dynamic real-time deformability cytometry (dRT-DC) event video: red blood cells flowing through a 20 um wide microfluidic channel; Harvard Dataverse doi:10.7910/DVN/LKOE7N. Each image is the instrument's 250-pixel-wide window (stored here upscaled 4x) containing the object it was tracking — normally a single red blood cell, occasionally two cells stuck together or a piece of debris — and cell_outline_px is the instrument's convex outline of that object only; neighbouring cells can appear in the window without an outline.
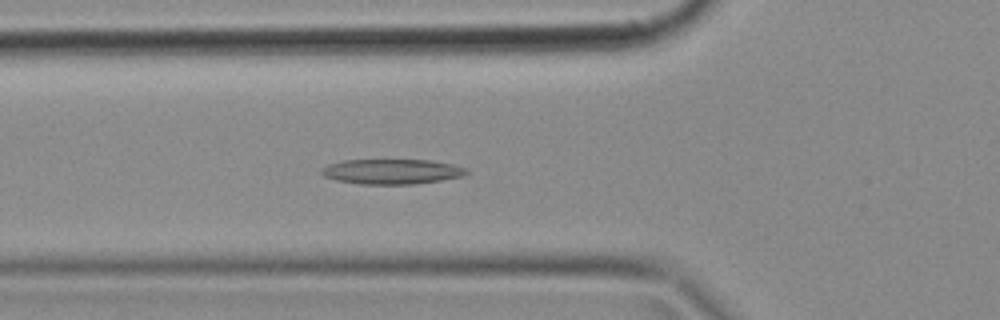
{"species": "common noctule bat (a hibernating species)", "species_latin": "Nyctalus noctula", "temperature_condition": "cold", "stored_images_in_passage": 26, "camera_frame_rate_fps": 3000, "um_per_image_px": 0.085, "animal": {"sex": "female", "body_mass_g": 18.4}, "frame": {"image": 1, "passage_image": 8, "time_ms": 2.333, "image_size_px": [1000, 320], "cell_outline_px": [[468, 172], [460, 176], [440, 180], [412, 184], [360, 184], [336, 180], [324, 176], [320, 172], [320, 168], [328, 164], [344, 160], [428, 160], [452, 164], [468, 168]], "centroid_in_image_um": [33.25, 14.58], "position_along_channel_um": 92.5, "area_um2": 21.04}}
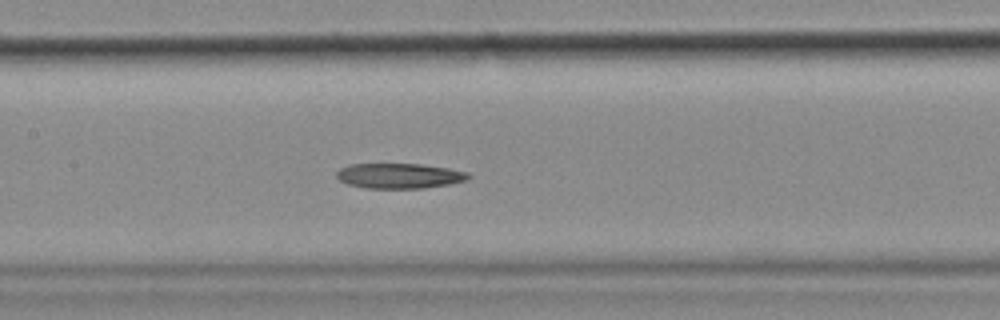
{"frame": {"image": 2, "passage_image": 14, "time_ms": 4.333, "image_size_px": [1000, 320], "cell_outline_px": [[472, 176], [468, 180], [448, 184], [424, 188], [364, 188], [348, 184], [340, 180], [336, 176], [336, 172], [340, 168], [348, 164], [420, 164], [448, 168], [468, 172]], "centroid_in_image_um": [33.95, 14.94], "position_along_channel_um": 173.5, "area_um2": 19.36}}
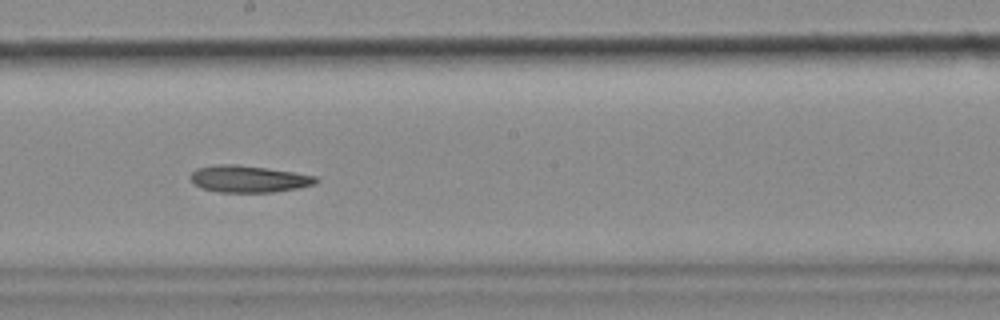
{"frame": {"image": 3, "passage_image": 18, "time_ms": 5.667, "image_size_px": [1000, 320], "cell_outline_px": [[320, 180], [316, 184], [296, 188], [272, 192], [220, 192], [200, 188], [188, 176], [196, 168], [216, 164], [236, 164], [292, 172], [316, 176]], "centroid_in_image_um": [21.11, 15.21], "position_along_channel_um": 227.1, "area_um2": 19.54}}